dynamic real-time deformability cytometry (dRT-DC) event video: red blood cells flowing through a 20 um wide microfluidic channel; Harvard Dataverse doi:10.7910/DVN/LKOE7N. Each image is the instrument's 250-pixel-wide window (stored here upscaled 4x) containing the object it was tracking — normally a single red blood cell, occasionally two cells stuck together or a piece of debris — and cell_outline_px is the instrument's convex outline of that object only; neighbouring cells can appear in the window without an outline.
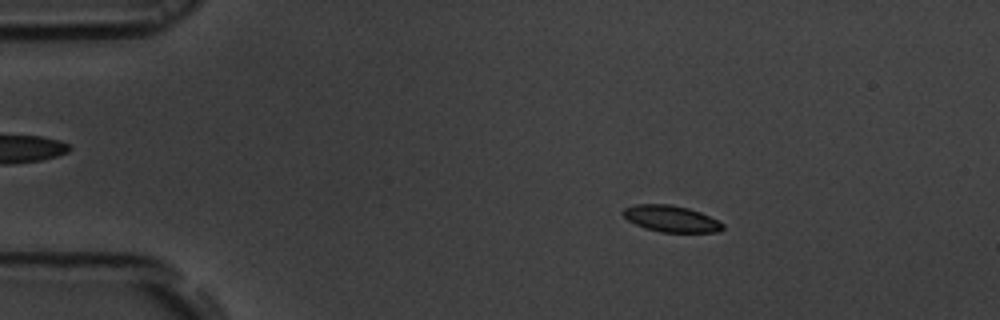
{"species": "common noctule bat (a hibernating species)", "species_latin": "Nyctalus noctula", "temperature_condition": "room temperature", "stored_images_in_passage": 56, "camera_frame_rate_fps": 3000, "um_per_image_px": 0.085, "animal": {"sex": "male", "body_mass_g": 19.5, "forearm_length_mm": 54.6}, "frame": {"image": 1, "passage_image": 10, "time_ms": 3.0, "image_size_px": [1000, 320], "cell_outline_px": [[724, 228], [720, 232], [660, 232], [644, 228], [628, 220], [620, 212], [624, 208], [636, 204], [672, 204], [688, 208], [700, 212], [724, 224]], "centroid_in_image_um": [57.02, 18.59], "position_along_channel_um": 28.0, "area_um2": 15.37}}
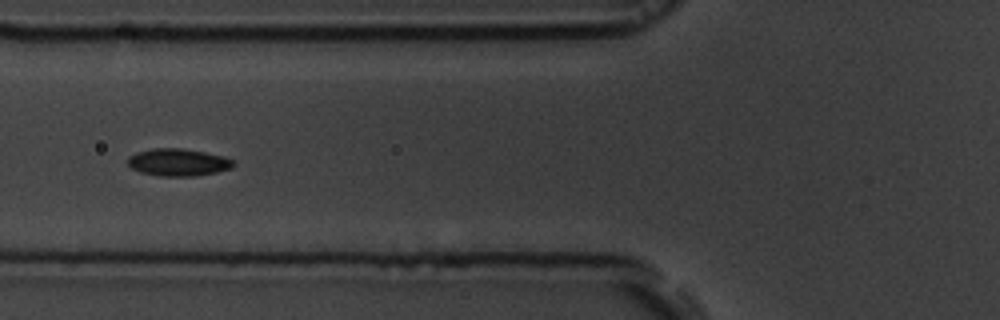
{"frame": {"image": 2, "passage_image": 22, "time_ms": 7.0, "image_size_px": [1000, 320], "cell_outline_px": [[236, 164], [232, 168], [216, 172], [192, 176], [160, 176], [140, 172], [132, 168], [128, 164], [128, 156], [136, 152], [152, 148], [184, 148], [224, 156], [232, 160]], "centroid_in_image_um": [15.14, 13.79], "position_along_channel_um": 110.7, "area_um2": 16.88}}
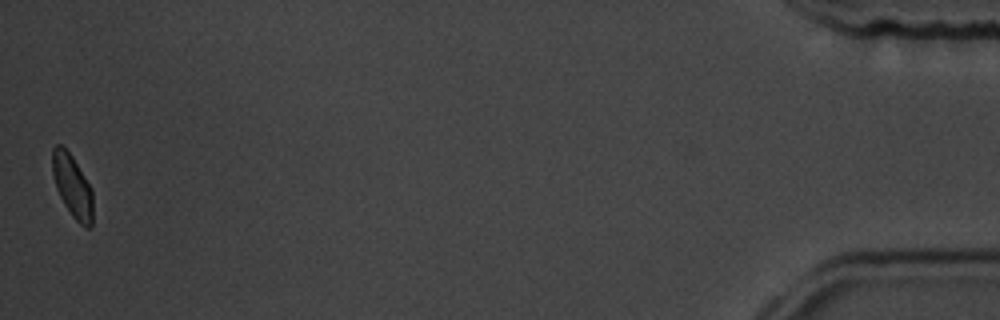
{"frame": {"image": 3, "passage_image": 56, "time_ms": 18.333, "image_size_px": [1000, 320], "cell_outline_px": [[92, 228], [88, 228], [80, 224], [72, 216], [64, 204], [56, 188], [52, 172], [52, 148], [56, 144], [60, 144], [72, 156], [92, 188]], "centroid_in_image_um": [6.15, 15.82], "position_along_channel_um": 429.1, "area_um2": 14.8}, "authors_computed_cell_mechanics": {"area_um2": 15.8372, "velocity_mm_per_s": 3.6475, "shape_relaxation_time_tau1_ms": 3.2934, "shape_relaxation_time_tau2_ms": 3.7327, "deformation_change_tau1": 0.1057, "deformation_change_tau2": 0.0788}}